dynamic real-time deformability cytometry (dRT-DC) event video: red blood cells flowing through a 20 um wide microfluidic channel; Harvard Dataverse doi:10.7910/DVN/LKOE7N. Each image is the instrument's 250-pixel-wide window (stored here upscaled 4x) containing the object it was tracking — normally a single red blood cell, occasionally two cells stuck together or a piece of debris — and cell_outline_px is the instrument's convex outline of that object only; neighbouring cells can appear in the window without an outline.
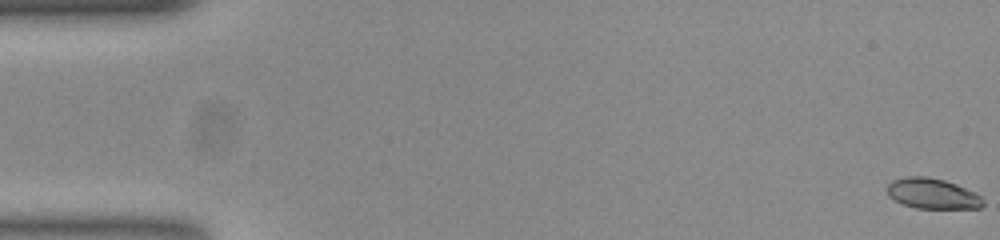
{"species": "common noctule bat (a hibernating species)", "species_latin": "Nyctalus noctula", "temperature_condition": "room temperature", "stored_images_in_passage": 56, "camera_frame_rate_fps": 3000, "um_per_image_px": 0.085, "animal": {"sex": "female", "body_mass_g": 23.0, "forearm_length_mm": 53.4}, "frame": {"image": 1, "passage_image": 1, "time_ms": 0.0, "image_size_px": [1000, 240], "cell_outline_px": [[984, 204], [980, 208], [916, 208], [904, 204], [888, 196], [884, 188], [892, 180], [908, 176], [928, 176], [944, 180], [956, 184], [980, 196], [984, 200]], "centroid_in_image_um": [79.21, 16.45], "position_along_channel_um": 5.8, "area_um2": 16.99}}
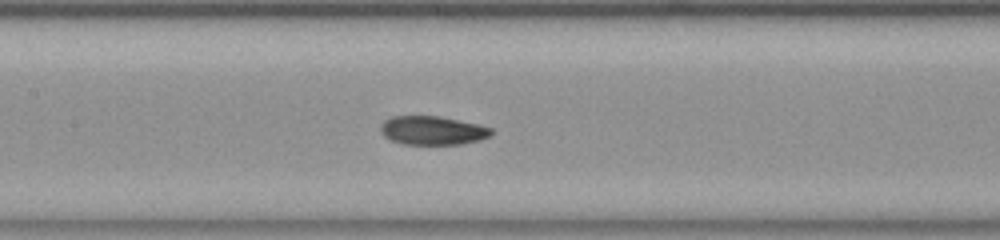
{"frame": {"image": 2, "passage_image": 26, "time_ms": 8.333, "image_size_px": [1000, 240], "cell_outline_px": [[492, 136], [480, 140], [460, 144], [404, 144], [392, 140], [384, 136], [380, 132], [380, 124], [384, 120], [392, 116], [440, 116], [480, 124], [492, 128]], "centroid_in_image_um": [36.78, 11.08], "position_along_channel_um": 170.6, "area_um2": 18.73}}
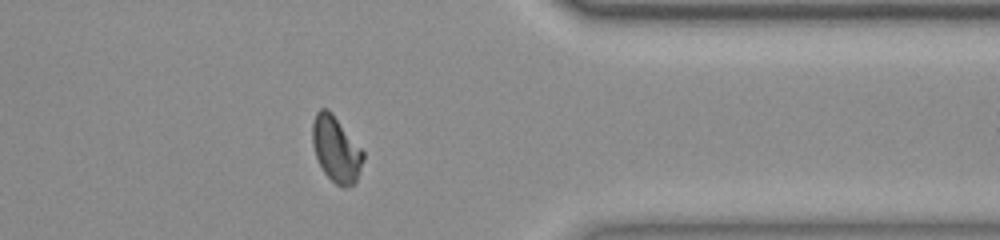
{"frame": {"image": 3, "passage_image": 44, "time_ms": 14.333, "image_size_px": [1000, 240], "cell_outline_px": [[364, 156], [356, 180], [352, 184], [344, 188], [336, 184], [324, 172], [316, 156], [312, 144], [312, 124], [316, 112], [320, 108], [328, 108], [332, 112], [364, 152]], "centroid_in_image_um": [28.54, 12.65], "position_along_channel_um": 382.9, "area_um2": 19.19}, "authors_computed_cell_mechanics": {"area_um2": 18.785, "velocity_mm_per_s": 3.778, "shape_relaxation_time_tau1_ms": 6.7178, "shape_relaxation_time_tau2_ms": 2.1746, "deformation_change_tau1": 0.1735, "deformation_change_tau2": 0.0612}}